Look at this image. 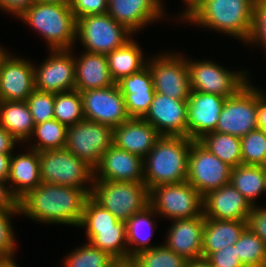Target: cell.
Returning a JSON list of instances; mask_svg holds the SVG:
<instances>
[{"mask_svg":"<svg viewBox=\"0 0 266 267\" xmlns=\"http://www.w3.org/2000/svg\"><path fill=\"white\" fill-rule=\"evenodd\" d=\"M0 209H19L18 199L10 191L9 185L0 180Z\"/></svg>","mask_w":266,"mask_h":267,"instance_id":"cell-48","label":"cell"},{"mask_svg":"<svg viewBox=\"0 0 266 267\" xmlns=\"http://www.w3.org/2000/svg\"><path fill=\"white\" fill-rule=\"evenodd\" d=\"M123 95L126 111L130 118H143L149 111L155 90L148 65L140 71L122 77L116 82Z\"/></svg>","mask_w":266,"mask_h":267,"instance_id":"cell-23","label":"cell"},{"mask_svg":"<svg viewBox=\"0 0 266 267\" xmlns=\"http://www.w3.org/2000/svg\"><path fill=\"white\" fill-rule=\"evenodd\" d=\"M5 51H6V49L4 50V49L2 48V46L0 45V57L4 54Z\"/></svg>","mask_w":266,"mask_h":267,"instance_id":"cell-57","label":"cell"},{"mask_svg":"<svg viewBox=\"0 0 266 267\" xmlns=\"http://www.w3.org/2000/svg\"><path fill=\"white\" fill-rule=\"evenodd\" d=\"M64 261V267H110L116 259L88 242L74 249Z\"/></svg>","mask_w":266,"mask_h":267,"instance_id":"cell-38","label":"cell"},{"mask_svg":"<svg viewBox=\"0 0 266 267\" xmlns=\"http://www.w3.org/2000/svg\"><path fill=\"white\" fill-rule=\"evenodd\" d=\"M36 0H0V9L19 18Z\"/></svg>","mask_w":266,"mask_h":267,"instance_id":"cell-47","label":"cell"},{"mask_svg":"<svg viewBox=\"0 0 266 267\" xmlns=\"http://www.w3.org/2000/svg\"><path fill=\"white\" fill-rule=\"evenodd\" d=\"M199 1L200 0H183L187 8L185 9V11L182 12L181 17H179V19H182L186 14H188Z\"/></svg>","mask_w":266,"mask_h":267,"instance_id":"cell-53","label":"cell"},{"mask_svg":"<svg viewBox=\"0 0 266 267\" xmlns=\"http://www.w3.org/2000/svg\"><path fill=\"white\" fill-rule=\"evenodd\" d=\"M19 19L41 34L50 50L73 49L76 20L69 5L35 2Z\"/></svg>","mask_w":266,"mask_h":267,"instance_id":"cell-4","label":"cell"},{"mask_svg":"<svg viewBox=\"0 0 266 267\" xmlns=\"http://www.w3.org/2000/svg\"><path fill=\"white\" fill-rule=\"evenodd\" d=\"M206 218L201 216L174 220L166 234L165 245L186 260L202 256Z\"/></svg>","mask_w":266,"mask_h":267,"instance_id":"cell-22","label":"cell"},{"mask_svg":"<svg viewBox=\"0 0 266 267\" xmlns=\"http://www.w3.org/2000/svg\"><path fill=\"white\" fill-rule=\"evenodd\" d=\"M110 267H135L134 262L130 260H116Z\"/></svg>","mask_w":266,"mask_h":267,"instance_id":"cell-55","label":"cell"},{"mask_svg":"<svg viewBox=\"0 0 266 267\" xmlns=\"http://www.w3.org/2000/svg\"><path fill=\"white\" fill-rule=\"evenodd\" d=\"M12 153H0V180L7 182L10 172Z\"/></svg>","mask_w":266,"mask_h":267,"instance_id":"cell-51","label":"cell"},{"mask_svg":"<svg viewBox=\"0 0 266 267\" xmlns=\"http://www.w3.org/2000/svg\"><path fill=\"white\" fill-rule=\"evenodd\" d=\"M203 196L187 181L150 189L149 205L171 221L203 214Z\"/></svg>","mask_w":266,"mask_h":267,"instance_id":"cell-8","label":"cell"},{"mask_svg":"<svg viewBox=\"0 0 266 267\" xmlns=\"http://www.w3.org/2000/svg\"><path fill=\"white\" fill-rule=\"evenodd\" d=\"M54 119L67 127L84 120L82 97L78 90L55 94Z\"/></svg>","mask_w":266,"mask_h":267,"instance_id":"cell-36","label":"cell"},{"mask_svg":"<svg viewBox=\"0 0 266 267\" xmlns=\"http://www.w3.org/2000/svg\"><path fill=\"white\" fill-rule=\"evenodd\" d=\"M248 45H261L266 50V0H255L253 22Z\"/></svg>","mask_w":266,"mask_h":267,"instance_id":"cell-43","label":"cell"},{"mask_svg":"<svg viewBox=\"0 0 266 267\" xmlns=\"http://www.w3.org/2000/svg\"><path fill=\"white\" fill-rule=\"evenodd\" d=\"M135 267H184L186 259L165 244L139 252L131 258Z\"/></svg>","mask_w":266,"mask_h":267,"instance_id":"cell-37","label":"cell"},{"mask_svg":"<svg viewBox=\"0 0 266 267\" xmlns=\"http://www.w3.org/2000/svg\"><path fill=\"white\" fill-rule=\"evenodd\" d=\"M234 245L244 267L264 266L266 261V244L250 228H245Z\"/></svg>","mask_w":266,"mask_h":267,"instance_id":"cell-35","label":"cell"},{"mask_svg":"<svg viewBox=\"0 0 266 267\" xmlns=\"http://www.w3.org/2000/svg\"><path fill=\"white\" fill-rule=\"evenodd\" d=\"M187 101L156 93L143 117L161 136L187 137Z\"/></svg>","mask_w":266,"mask_h":267,"instance_id":"cell-19","label":"cell"},{"mask_svg":"<svg viewBox=\"0 0 266 267\" xmlns=\"http://www.w3.org/2000/svg\"><path fill=\"white\" fill-rule=\"evenodd\" d=\"M208 259L210 267H244L236 252L235 245L213 252Z\"/></svg>","mask_w":266,"mask_h":267,"instance_id":"cell-45","label":"cell"},{"mask_svg":"<svg viewBox=\"0 0 266 267\" xmlns=\"http://www.w3.org/2000/svg\"><path fill=\"white\" fill-rule=\"evenodd\" d=\"M232 167L222 162L198 141H194L188 154L187 182L202 196L230 183Z\"/></svg>","mask_w":266,"mask_h":267,"instance_id":"cell-13","label":"cell"},{"mask_svg":"<svg viewBox=\"0 0 266 267\" xmlns=\"http://www.w3.org/2000/svg\"><path fill=\"white\" fill-rule=\"evenodd\" d=\"M67 128L66 125L54 118L35 125L32 136L27 142L29 143L30 140H33L34 136L37 138V141L33 140V143L28 145H31L29 149L41 152L65 148Z\"/></svg>","mask_w":266,"mask_h":267,"instance_id":"cell-34","label":"cell"},{"mask_svg":"<svg viewBox=\"0 0 266 267\" xmlns=\"http://www.w3.org/2000/svg\"><path fill=\"white\" fill-rule=\"evenodd\" d=\"M177 53V54H176ZM167 52L156 57L147 58L153 86L156 93L171 97L175 100H188L191 94L189 70L186 56L176 52Z\"/></svg>","mask_w":266,"mask_h":267,"instance_id":"cell-10","label":"cell"},{"mask_svg":"<svg viewBox=\"0 0 266 267\" xmlns=\"http://www.w3.org/2000/svg\"><path fill=\"white\" fill-rule=\"evenodd\" d=\"M194 141L183 136H161L144 157V183L148 189L187 181L188 154Z\"/></svg>","mask_w":266,"mask_h":267,"instance_id":"cell-3","label":"cell"},{"mask_svg":"<svg viewBox=\"0 0 266 267\" xmlns=\"http://www.w3.org/2000/svg\"><path fill=\"white\" fill-rule=\"evenodd\" d=\"M114 225H125V222L118 220L90 196L85 203L82 221L78 227L106 229L114 228Z\"/></svg>","mask_w":266,"mask_h":267,"instance_id":"cell-40","label":"cell"},{"mask_svg":"<svg viewBox=\"0 0 266 267\" xmlns=\"http://www.w3.org/2000/svg\"><path fill=\"white\" fill-rule=\"evenodd\" d=\"M161 137L143 118H130L114 127L113 145L144 159Z\"/></svg>","mask_w":266,"mask_h":267,"instance_id":"cell-24","label":"cell"},{"mask_svg":"<svg viewBox=\"0 0 266 267\" xmlns=\"http://www.w3.org/2000/svg\"><path fill=\"white\" fill-rule=\"evenodd\" d=\"M226 97L191 90L187 101V137L198 141L215 132Z\"/></svg>","mask_w":266,"mask_h":267,"instance_id":"cell-17","label":"cell"},{"mask_svg":"<svg viewBox=\"0 0 266 267\" xmlns=\"http://www.w3.org/2000/svg\"><path fill=\"white\" fill-rule=\"evenodd\" d=\"M19 209H0V258L15 257L16 241L11 224Z\"/></svg>","mask_w":266,"mask_h":267,"instance_id":"cell-42","label":"cell"},{"mask_svg":"<svg viewBox=\"0 0 266 267\" xmlns=\"http://www.w3.org/2000/svg\"><path fill=\"white\" fill-rule=\"evenodd\" d=\"M191 90L222 95L226 98L236 95L249 83L247 70L234 71L209 60L191 61L187 58Z\"/></svg>","mask_w":266,"mask_h":267,"instance_id":"cell-9","label":"cell"},{"mask_svg":"<svg viewBox=\"0 0 266 267\" xmlns=\"http://www.w3.org/2000/svg\"><path fill=\"white\" fill-rule=\"evenodd\" d=\"M184 267H210V263L207 257L201 256L187 260Z\"/></svg>","mask_w":266,"mask_h":267,"instance_id":"cell-52","label":"cell"},{"mask_svg":"<svg viewBox=\"0 0 266 267\" xmlns=\"http://www.w3.org/2000/svg\"><path fill=\"white\" fill-rule=\"evenodd\" d=\"M69 6L75 20L107 13V0H71Z\"/></svg>","mask_w":266,"mask_h":267,"instance_id":"cell-44","label":"cell"},{"mask_svg":"<svg viewBox=\"0 0 266 267\" xmlns=\"http://www.w3.org/2000/svg\"><path fill=\"white\" fill-rule=\"evenodd\" d=\"M205 218L247 221L253 206L231 183L203 195Z\"/></svg>","mask_w":266,"mask_h":267,"instance_id":"cell-20","label":"cell"},{"mask_svg":"<svg viewBox=\"0 0 266 267\" xmlns=\"http://www.w3.org/2000/svg\"><path fill=\"white\" fill-rule=\"evenodd\" d=\"M247 227L258 235L266 244V207L253 206L247 220Z\"/></svg>","mask_w":266,"mask_h":267,"instance_id":"cell-46","label":"cell"},{"mask_svg":"<svg viewBox=\"0 0 266 267\" xmlns=\"http://www.w3.org/2000/svg\"><path fill=\"white\" fill-rule=\"evenodd\" d=\"M230 183L252 206L256 199L266 193V166L241 164L232 168Z\"/></svg>","mask_w":266,"mask_h":267,"instance_id":"cell-31","label":"cell"},{"mask_svg":"<svg viewBox=\"0 0 266 267\" xmlns=\"http://www.w3.org/2000/svg\"><path fill=\"white\" fill-rule=\"evenodd\" d=\"M27 150H29L28 153L11 154L7 184L18 200L42 183L39 152Z\"/></svg>","mask_w":266,"mask_h":267,"instance_id":"cell-25","label":"cell"},{"mask_svg":"<svg viewBox=\"0 0 266 267\" xmlns=\"http://www.w3.org/2000/svg\"><path fill=\"white\" fill-rule=\"evenodd\" d=\"M75 49L50 50L49 57L37 67L34 64L35 90L60 93L75 90Z\"/></svg>","mask_w":266,"mask_h":267,"instance_id":"cell-14","label":"cell"},{"mask_svg":"<svg viewBox=\"0 0 266 267\" xmlns=\"http://www.w3.org/2000/svg\"><path fill=\"white\" fill-rule=\"evenodd\" d=\"M242 164L266 166V133L255 129L241 138Z\"/></svg>","mask_w":266,"mask_h":267,"instance_id":"cell-39","label":"cell"},{"mask_svg":"<svg viewBox=\"0 0 266 267\" xmlns=\"http://www.w3.org/2000/svg\"><path fill=\"white\" fill-rule=\"evenodd\" d=\"M89 197L83 188L41 183L18 200V208L36 222L79 226Z\"/></svg>","mask_w":266,"mask_h":267,"instance_id":"cell-1","label":"cell"},{"mask_svg":"<svg viewBox=\"0 0 266 267\" xmlns=\"http://www.w3.org/2000/svg\"><path fill=\"white\" fill-rule=\"evenodd\" d=\"M90 196L118 220L126 222L149 205L150 190L144 182L93 180Z\"/></svg>","mask_w":266,"mask_h":267,"instance_id":"cell-5","label":"cell"},{"mask_svg":"<svg viewBox=\"0 0 266 267\" xmlns=\"http://www.w3.org/2000/svg\"><path fill=\"white\" fill-rule=\"evenodd\" d=\"M257 87L251 82L226 98L215 132L244 137L257 126Z\"/></svg>","mask_w":266,"mask_h":267,"instance_id":"cell-12","label":"cell"},{"mask_svg":"<svg viewBox=\"0 0 266 267\" xmlns=\"http://www.w3.org/2000/svg\"><path fill=\"white\" fill-rule=\"evenodd\" d=\"M93 180L144 182L143 159L111 145L93 169Z\"/></svg>","mask_w":266,"mask_h":267,"instance_id":"cell-18","label":"cell"},{"mask_svg":"<svg viewBox=\"0 0 266 267\" xmlns=\"http://www.w3.org/2000/svg\"><path fill=\"white\" fill-rule=\"evenodd\" d=\"M132 34L108 13L76 20V40L81 42L88 53L107 55L123 47L132 39Z\"/></svg>","mask_w":266,"mask_h":267,"instance_id":"cell-7","label":"cell"},{"mask_svg":"<svg viewBox=\"0 0 266 267\" xmlns=\"http://www.w3.org/2000/svg\"><path fill=\"white\" fill-rule=\"evenodd\" d=\"M84 118L111 127L128 121L124 98L117 84L80 92Z\"/></svg>","mask_w":266,"mask_h":267,"instance_id":"cell-15","label":"cell"},{"mask_svg":"<svg viewBox=\"0 0 266 267\" xmlns=\"http://www.w3.org/2000/svg\"><path fill=\"white\" fill-rule=\"evenodd\" d=\"M198 142L230 167L234 168L242 164L240 137L212 132L203 136Z\"/></svg>","mask_w":266,"mask_h":267,"instance_id":"cell-33","label":"cell"},{"mask_svg":"<svg viewBox=\"0 0 266 267\" xmlns=\"http://www.w3.org/2000/svg\"><path fill=\"white\" fill-rule=\"evenodd\" d=\"M246 227L247 221L206 218L202 256L208 258L213 252L234 245Z\"/></svg>","mask_w":266,"mask_h":267,"instance_id":"cell-27","label":"cell"},{"mask_svg":"<svg viewBox=\"0 0 266 267\" xmlns=\"http://www.w3.org/2000/svg\"><path fill=\"white\" fill-rule=\"evenodd\" d=\"M71 0H36V2H43V3H57V4H64L69 5Z\"/></svg>","mask_w":266,"mask_h":267,"instance_id":"cell-56","label":"cell"},{"mask_svg":"<svg viewBox=\"0 0 266 267\" xmlns=\"http://www.w3.org/2000/svg\"><path fill=\"white\" fill-rule=\"evenodd\" d=\"M113 135V127L84 119L67 128L65 148L94 169L113 145Z\"/></svg>","mask_w":266,"mask_h":267,"instance_id":"cell-11","label":"cell"},{"mask_svg":"<svg viewBox=\"0 0 266 267\" xmlns=\"http://www.w3.org/2000/svg\"><path fill=\"white\" fill-rule=\"evenodd\" d=\"M257 126L266 133V94L257 88Z\"/></svg>","mask_w":266,"mask_h":267,"instance_id":"cell-49","label":"cell"},{"mask_svg":"<svg viewBox=\"0 0 266 267\" xmlns=\"http://www.w3.org/2000/svg\"><path fill=\"white\" fill-rule=\"evenodd\" d=\"M162 0H108L107 13L132 33L162 19Z\"/></svg>","mask_w":266,"mask_h":267,"instance_id":"cell-21","label":"cell"},{"mask_svg":"<svg viewBox=\"0 0 266 267\" xmlns=\"http://www.w3.org/2000/svg\"><path fill=\"white\" fill-rule=\"evenodd\" d=\"M55 94L34 90L26 103L32 114L35 125L54 118Z\"/></svg>","mask_w":266,"mask_h":267,"instance_id":"cell-41","label":"cell"},{"mask_svg":"<svg viewBox=\"0 0 266 267\" xmlns=\"http://www.w3.org/2000/svg\"><path fill=\"white\" fill-rule=\"evenodd\" d=\"M19 141L6 129L0 126V153H12Z\"/></svg>","mask_w":266,"mask_h":267,"instance_id":"cell-50","label":"cell"},{"mask_svg":"<svg viewBox=\"0 0 266 267\" xmlns=\"http://www.w3.org/2000/svg\"><path fill=\"white\" fill-rule=\"evenodd\" d=\"M13 258H0V267H19Z\"/></svg>","mask_w":266,"mask_h":267,"instance_id":"cell-54","label":"cell"},{"mask_svg":"<svg viewBox=\"0 0 266 267\" xmlns=\"http://www.w3.org/2000/svg\"><path fill=\"white\" fill-rule=\"evenodd\" d=\"M0 126L25 144L35 126L26 101H0Z\"/></svg>","mask_w":266,"mask_h":267,"instance_id":"cell-28","label":"cell"},{"mask_svg":"<svg viewBox=\"0 0 266 267\" xmlns=\"http://www.w3.org/2000/svg\"><path fill=\"white\" fill-rule=\"evenodd\" d=\"M39 159L42 183L83 188L91 195L93 168L84 160L66 148L41 151Z\"/></svg>","mask_w":266,"mask_h":267,"instance_id":"cell-6","label":"cell"},{"mask_svg":"<svg viewBox=\"0 0 266 267\" xmlns=\"http://www.w3.org/2000/svg\"><path fill=\"white\" fill-rule=\"evenodd\" d=\"M90 244L109 253L116 260H129L126 225H114V228L86 229Z\"/></svg>","mask_w":266,"mask_h":267,"instance_id":"cell-32","label":"cell"},{"mask_svg":"<svg viewBox=\"0 0 266 267\" xmlns=\"http://www.w3.org/2000/svg\"><path fill=\"white\" fill-rule=\"evenodd\" d=\"M106 57L111 77L115 83L122 77L136 73L147 65L143 51L133 38L123 47L107 54Z\"/></svg>","mask_w":266,"mask_h":267,"instance_id":"cell-30","label":"cell"},{"mask_svg":"<svg viewBox=\"0 0 266 267\" xmlns=\"http://www.w3.org/2000/svg\"><path fill=\"white\" fill-rule=\"evenodd\" d=\"M75 60V90L86 91L113 86L107 57L103 54L83 52Z\"/></svg>","mask_w":266,"mask_h":267,"instance_id":"cell-26","label":"cell"},{"mask_svg":"<svg viewBox=\"0 0 266 267\" xmlns=\"http://www.w3.org/2000/svg\"><path fill=\"white\" fill-rule=\"evenodd\" d=\"M34 90V64L5 51L0 57V101H26Z\"/></svg>","mask_w":266,"mask_h":267,"instance_id":"cell-16","label":"cell"},{"mask_svg":"<svg viewBox=\"0 0 266 267\" xmlns=\"http://www.w3.org/2000/svg\"><path fill=\"white\" fill-rule=\"evenodd\" d=\"M157 215L155 210L148 205L125 222L129 260L139 252L155 247L149 244V242L155 228L153 225L155 220L152 217Z\"/></svg>","mask_w":266,"mask_h":267,"instance_id":"cell-29","label":"cell"},{"mask_svg":"<svg viewBox=\"0 0 266 267\" xmlns=\"http://www.w3.org/2000/svg\"><path fill=\"white\" fill-rule=\"evenodd\" d=\"M254 4L255 0H200L182 19L246 43L252 30Z\"/></svg>","mask_w":266,"mask_h":267,"instance_id":"cell-2","label":"cell"}]
</instances>
